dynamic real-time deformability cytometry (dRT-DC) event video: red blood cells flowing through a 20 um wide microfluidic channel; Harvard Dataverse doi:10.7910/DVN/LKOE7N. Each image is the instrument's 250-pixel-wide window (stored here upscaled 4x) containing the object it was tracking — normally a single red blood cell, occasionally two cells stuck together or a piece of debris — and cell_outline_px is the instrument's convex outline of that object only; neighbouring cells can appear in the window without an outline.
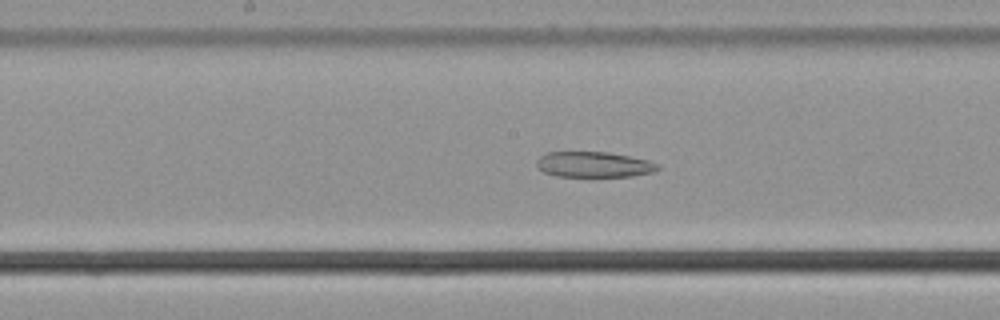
{"species": "common noctule bat (a hibernating species)", "species_latin": "Nyctalus noctula", "temperature_condition": "cold", "stored_images_in_passage": 55, "camera_frame_rate_fps": 3000, "um_per_image_px": 0.085, "animal": {"sex": "male", "body_mass_g": 21.5, "forearm_length_mm": 52.0}, "frame": {"image": 1, "passage_image": 29, "time_ms": 9.333, "image_size_px": [1000, 320], "cell_outline_px": [[660, 168], [652, 172], [632, 176], [556, 176], [544, 172], [536, 168], [536, 160], [540, 156], [548, 152], [608, 152], [648, 160], [660, 164]], "centroid_in_image_um": [50.46, 13.98], "position_along_channel_um": 197.7, "area_um2": 18.03}}
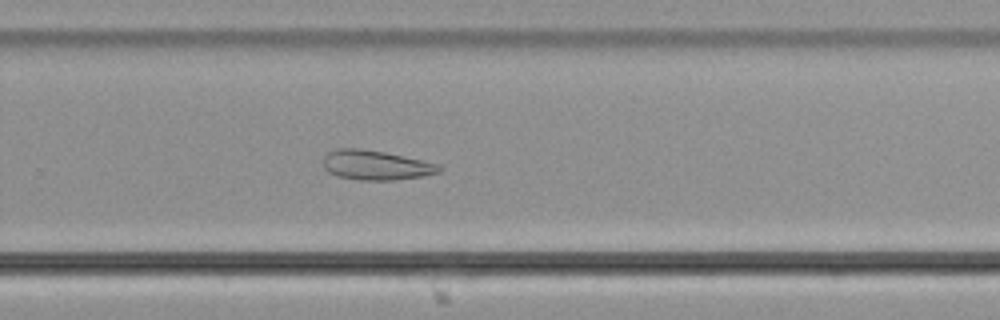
{"frame": {"image": 2, "passage_image": 37, "time_ms": 12.0, "image_size_px": [1000, 320], "cell_outline_px": [[444, 168], [440, 172], [424, 176], [396, 180], [360, 180], [340, 176], [328, 172], [324, 168], [324, 156], [328, 152], [336, 148], [360, 148], [384, 152], [440, 164]], "centroid_in_image_um": [31.98, 14.04], "position_along_channel_um": 297.8, "area_um2": 20.06}}
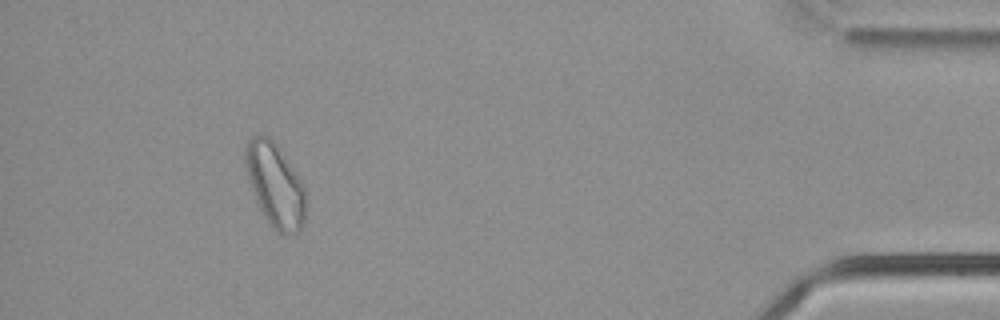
{"frame": {"image": 3, "passage_image": 51, "time_ms": 16.667, "image_size_px": [1000, 320], "cell_outline_px": [[304, 224], [300, 232], [276, 232], [272, 228], [260, 208], [256, 200], [244, 164], [244, 148], [248, 140], [252, 136], [268, 136], [280, 148], [304, 184]], "centroid_in_image_um": [23.38, 15.7], "position_along_channel_um": 411.8, "area_um2": 29.07}}